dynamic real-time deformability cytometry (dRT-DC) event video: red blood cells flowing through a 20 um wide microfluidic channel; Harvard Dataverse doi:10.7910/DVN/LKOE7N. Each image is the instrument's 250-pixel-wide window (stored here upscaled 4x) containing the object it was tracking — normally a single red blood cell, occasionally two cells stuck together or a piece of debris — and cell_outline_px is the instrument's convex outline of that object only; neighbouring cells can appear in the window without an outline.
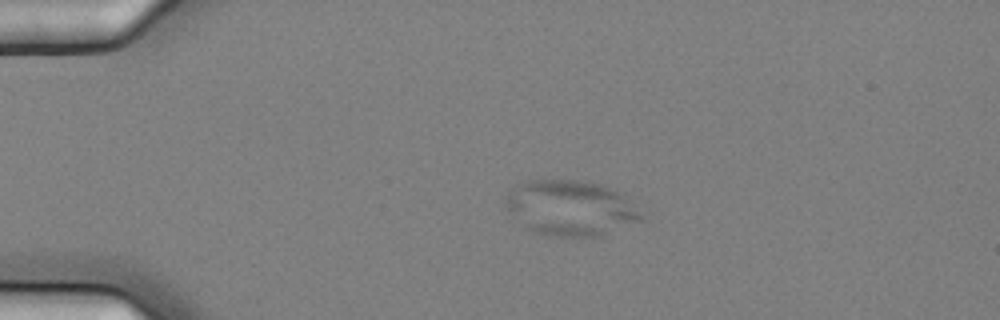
{"species": "common noctule bat (a hibernating species)", "species_latin": "Nyctalus noctula", "temperature_condition": "cold", "stored_images_in_passage": 7, "camera_frame_rate_fps": 3000, "um_per_image_px": 0.085, "animal": {"sex": "female", "body_mass_g": 25.1}, "frame": {"image": 1, "passage_image": 5, "time_ms": 1.333, "image_size_px": [1000, 320], "cell_outline_px": [[644, 220], [596, 236], [548, 236], [532, 232], [524, 228], [504, 204], [504, 200], [508, 192], [512, 188], [528, 180], [576, 180], [604, 184], [632, 200], [644, 216]], "centroid_in_image_um": [48.5, 17.67], "position_along_channel_um": 36.5, "area_um2": 43.93}}